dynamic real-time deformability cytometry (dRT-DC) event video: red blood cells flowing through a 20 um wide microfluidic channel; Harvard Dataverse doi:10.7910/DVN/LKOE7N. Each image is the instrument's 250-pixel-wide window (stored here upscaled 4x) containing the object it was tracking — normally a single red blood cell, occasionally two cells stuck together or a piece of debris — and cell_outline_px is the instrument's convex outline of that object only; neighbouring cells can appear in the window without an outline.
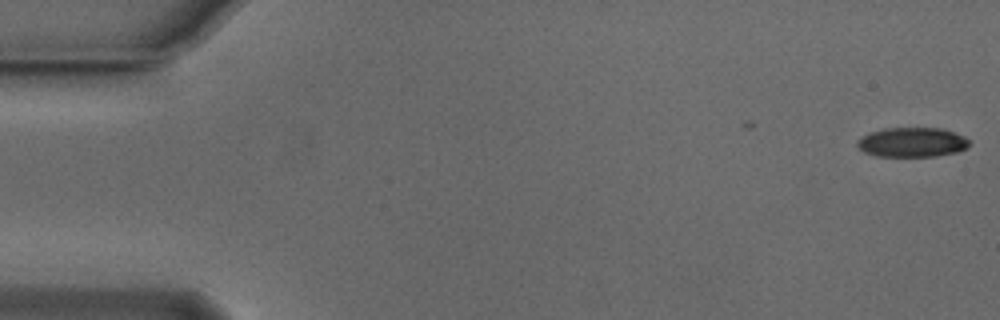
{"species": "Egyptian fruit bat (a non-hibernating species)", "species_latin": "Rousettus aegyptiacus", "temperature_condition": "cold", "stored_images_in_passage": 10, "camera_frame_rate_fps": 3000, "um_per_image_px": 0.085, "animal": {"sex": "male"}, "frame": {"image": 1, "passage_image": 1, "time_ms": 0.0, "image_size_px": [1000, 320], "cell_outline_px": [[968, 148], [956, 152], [936, 156], [876, 156], [864, 152], [856, 144], [856, 140], [872, 132], [884, 128], [940, 128], [964, 136], [968, 140]], "centroid_in_image_um": [77.52, 12.09], "position_along_channel_um": 7.5, "area_um2": 19.13}}